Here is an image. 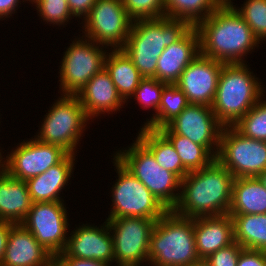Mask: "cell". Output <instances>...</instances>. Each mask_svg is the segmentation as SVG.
<instances>
[{
    "mask_svg": "<svg viewBox=\"0 0 266 266\" xmlns=\"http://www.w3.org/2000/svg\"><path fill=\"white\" fill-rule=\"evenodd\" d=\"M69 153L58 145L35 140L21 143L5 162V172L18 180L40 175L60 163Z\"/></svg>",
    "mask_w": 266,
    "mask_h": 266,
    "instance_id": "obj_14",
    "label": "cell"
},
{
    "mask_svg": "<svg viewBox=\"0 0 266 266\" xmlns=\"http://www.w3.org/2000/svg\"><path fill=\"white\" fill-rule=\"evenodd\" d=\"M133 22L121 49L144 78H156L157 60L163 50L181 39L192 26L184 20L166 16Z\"/></svg>",
    "mask_w": 266,
    "mask_h": 266,
    "instance_id": "obj_3",
    "label": "cell"
},
{
    "mask_svg": "<svg viewBox=\"0 0 266 266\" xmlns=\"http://www.w3.org/2000/svg\"><path fill=\"white\" fill-rule=\"evenodd\" d=\"M130 147L125 152H118L114 159L140 180L168 210H173L180 196V193L176 194L174 191L181 188V179L162 168L138 139Z\"/></svg>",
    "mask_w": 266,
    "mask_h": 266,
    "instance_id": "obj_6",
    "label": "cell"
},
{
    "mask_svg": "<svg viewBox=\"0 0 266 266\" xmlns=\"http://www.w3.org/2000/svg\"><path fill=\"white\" fill-rule=\"evenodd\" d=\"M0 156H1V153H0ZM0 158H1V160H0V163H1V161H2V156H1ZM3 163H4V164H0V166L2 167V169L0 170V175L5 173V161H4ZM1 167H0V168H1Z\"/></svg>",
    "mask_w": 266,
    "mask_h": 266,
    "instance_id": "obj_44",
    "label": "cell"
},
{
    "mask_svg": "<svg viewBox=\"0 0 266 266\" xmlns=\"http://www.w3.org/2000/svg\"><path fill=\"white\" fill-rule=\"evenodd\" d=\"M230 216L237 243L244 249L266 251V213Z\"/></svg>",
    "mask_w": 266,
    "mask_h": 266,
    "instance_id": "obj_28",
    "label": "cell"
},
{
    "mask_svg": "<svg viewBox=\"0 0 266 266\" xmlns=\"http://www.w3.org/2000/svg\"><path fill=\"white\" fill-rule=\"evenodd\" d=\"M174 134L189 138L205 146L210 152L220 148L223 125L217 120L211 106L190 103L178 116L166 125Z\"/></svg>",
    "mask_w": 266,
    "mask_h": 266,
    "instance_id": "obj_15",
    "label": "cell"
},
{
    "mask_svg": "<svg viewBox=\"0 0 266 266\" xmlns=\"http://www.w3.org/2000/svg\"><path fill=\"white\" fill-rule=\"evenodd\" d=\"M23 224L53 256L67 244V214L63 202L32 203Z\"/></svg>",
    "mask_w": 266,
    "mask_h": 266,
    "instance_id": "obj_13",
    "label": "cell"
},
{
    "mask_svg": "<svg viewBox=\"0 0 266 266\" xmlns=\"http://www.w3.org/2000/svg\"><path fill=\"white\" fill-rule=\"evenodd\" d=\"M244 248L236 241L212 253L206 260L212 266H237L240 252Z\"/></svg>",
    "mask_w": 266,
    "mask_h": 266,
    "instance_id": "obj_36",
    "label": "cell"
},
{
    "mask_svg": "<svg viewBox=\"0 0 266 266\" xmlns=\"http://www.w3.org/2000/svg\"><path fill=\"white\" fill-rule=\"evenodd\" d=\"M237 266H266V251L243 249Z\"/></svg>",
    "mask_w": 266,
    "mask_h": 266,
    "instance_id": "obj_37",
    "label": "cell"
},
{
    "mask_svg": "<svg viewBox=\"0 0 266 266\" xmlns=\"http://www.w3.org/2000/svg\"><path fill=\"white\" fill-rule=\"evenodd\" d=\"M19 0H0V18L4 16H8L13 11H15V7L18 5Z\"/></svg>",
    "mask_w": 266,
    "mask_h": 266,
    "instance_id": "obj_41",
    "label": "cell"
},
{
    "mask_svg": "<svg viewBox=\"0 0 266 266\" xmlns=\"http://www.w3.org/2000/svg\"><path fill=\"white\" fill-rule=\"evenodd\" d=\"M113 231L114 260L119 266H139L149 260V243L156 220L144 217L107 219Z\"/></svg>",
    "mask_w": 266,
    "mask_h": 266,
    "instance_id": "obj_10",
    "label": "cell"
},
{
    "mask_svg": "<svg viewBox=\"0 0 266 266\" xmlns=\"http://www.w3.org/2000/svg\"><path fill=\"white\" fill-rule=\"evenodd\" d=\"M109 54L106 55L104 68L109 73L119 95L126 101L128 96H134L136 88L144 77L122 49H115Z\"/></svg>",
    "mask_w": 266,
    "mask_h": 266,
    "instance_id": "obj_25",
    "label": "cell"
},
{
    "mask_svg": "<svg viewBox=\"0 0 266 266\" xmlns=\"http://www.w3.org/2000/svg\"><path fill=\"white\" fill-rule=\"evenodd\" d=\"M137 139L153 154L162 168L173 172L181 180L189 173L173 145L159 130L143 127Z\"/></svg>",
    "mask_w": 266,
    "mask_h": 266,
    "instance_id": "obj_26",
    "label": "cell"
},
{
    "mask_svg": "<svg viewBox=\"0 0 266 266\" xmlns=\"http://www.w3.org/2000/svg\"><path fill=\"white\" fill-rule=\"evenodd\" d=\"M233 127L243 136L266 142V101H258Z\"/></svg>",
    "mask_w": 266,
    "mask_h": 266,
    "instance_id": "obj_31",
    "label": "cell"
},
{
    "mask_svg": "<svg viewBox=\"0 0 266 266\" xmlns=\"http://www.w3.org/2000/svg\"><path fill=\"white\" fill-rule=\"evenodd\" d=\"M50 254L21 223L13 224L0 266H53Z\"/></svg>",
    "mask_w": 266,
    "mask_h": 266,
    "instance_id": "obj_18",
    "label": "cell"
},
{
    "mask_svg": "<svg viewBox=\"0 0 266 266\" xmlns=\"http://www.w3.org/2000/svg\"><path fill=\"white\" fill-rule=\"evenodd\" d=\"M191 266H212L206 259H199L197 262L193 263Z\"/></svg>",
    "mask_w": 266,
    "mask_h": 266,
    "instance_id": "obj_43",
    "label": "cell"
},
{
    "mask_svg": "<svg viewBox=\"0 0 266 266\" xmlns=\"http://www.w3.org/2000/svg\"><path fill=\"white\" fill-rule=\"evenodd\" d=\"M199 259L194 218L182 217L168 210L152 230L149 261L154 266H191Z\"/></svg>",
    "mask_w": 266,
    "mask_h": 266,
    "instance_id": "obj_4",
    "label": "cell"
},
{
    "mask_svg": "<svg viewBox=\"0 0 266 266\" xmlns=\"http://www.w3.org/2000/svg\"><path fill=\"white\" fill-rule=\"evenodd\" d=\"M256 178L266 188V170L258 174Z\"/></svg>",
    "mask_w": 266,
    "mask_h": 266,
    "instance_id": "obj_42",
    "label": "cell"
},
{
    "mask_svg": "<svg viewBox=\"0 0 266 266\" xmlns=\"http://www.w3.org/2000/svg\"><path fill=\"white\" fill-rule=\"evenodd\" d=\"M196 252L200 259L229 246L234 239V224L229 214L194 218Z\"/></svg>",
    "mask_w": 266,
    "mask_h": 266,
    "instance_id": "obj_20",
    "label": "cell"
},
{
    "mask_svg": "<svg viewBox=\"0 0 266 266\" xmlns=\"http://www.w3.org/2000/svg\"><path fill=\"white\" fill-rule=\"evenodd\" d=\"M84 20L88 39L114 49L123 47L133 24L121 0H96Z\"/></svg>",
    "mask_w": 266,
    "mask_h": 266,
    "instance_id": "obj_11",
    "label": "cell"
},
{
    "mask_svg": "<svg viewBox=\"0 0 266 266\" xmlns=\"http://www.w3.org/2000/svg\"><path fill=\"white\" fill-rule=\"evenodd\" d=\"M73 157L74 154H68L60 163L26 181L33 203L62 202L58 195L71 177Z\"/></svg>",
    "mask_w": 266,
    "mask_h": 266,
    "instance_id": "obj_22",
    "label": "cell"
},
{
    "mask_svg": "<svg viewBox=\"0 0 266 266\" xmlns=\"http://www.w3.org/2000/svg\"><path fill=\"white\" fill-rule=\"evenodd\" d=\"M67 3L73 16L80 17L84 14V18H86L91 8L95 5L96 0H67Z\"/></svg>",
    "mask_w": 266,
    "mask_h": 266,
    "instance_id": "obj_39",
    "label": "cell"
},
{
    "mask_svg": "<svg viewBox=\"0 0 266 266\" xmlns=\"http://www.w3.org/2000/svg\"><path fill=\"white\" fill-rule=\"evenodd\" d=\"M235 10L251 28L258 41L266 38V0H248L242 9Z\"/></svg>",
    "mask_w": 266,
    "mask_h": 266,
    "instance_id": "obj_32",
    "label": "cell"
},
{
    "mask_svg": "<svg viewBox=\"0 0 266 266\" xmlns=\"http://www.w3.org/2000/svg\"><path fill=\"white\" fill-rule=\"evenodd\" d=\"M234 179L217 159L200 170L189 172L181 180L183 188L172 211L188 218L228 214Z\"/></svg>",
    "mask_w": 266,
    "mask_h": 266,
    "instance_id": "obj_2",
    "label": "cell"
},
{
    "mask_svg": "<svg viewBox=\"0 0 266 266\" xmlns=\"http://www.w3.org/2000/svg\"><path fill=\"white\" fill-rule=\"evenodd\" d=\"M167 83L157 80L156 78H143L135 90V98L139 104L144 107H154L158 112L161 103V94ZM143 103V104H142Z\"/></svg>",
    "mask_w": 266,
    "mask_h": 266,
    "instance_id": "obj_34",
    "label": "cell"
},
{
    "mask_svg": "<svg viewBox=\"0 0 266 266\" xmlns=\"http://www.w3.org/2000/svg\"><path fill=\"white\" fill-rule=\"evenodd\" d=\"M199 55V35L192 27L181 39L163 50L157 60L156 79L175 84L185 68Z\"/></svg>",
    "mask_w": 266,
    "mask_h": 266,
    "instance_id": "obj_19",
    "label": "cell"
},
{
    "mask_svg": "<svg viewBox=\"0 0 266 266\" xmlns=\"http://www.w3.org/2000/svg\"><path fill=\"white\" fill-rule=\"evenodd\" d=\"M235 8L231 0L223 2L195 26L201 55L224 64L243 63L242 56L259 44Z\"/></svg>",
    "mask_w": 266,
    "mask_h": 266,
    "instance_id": "obj_1",
    "label": "cell"
},
{
    "mask_svg": "<svg viewBox=\"0 0 266 266\" xmlns=\"http://www.w3.org/2000/svg\"><path fill=\"white\" fill-rule=\"evenodd\" d=\"M223 64L200 54L185 68L175 85L189 103L212 106Z\"/></svg>",
    "mask_w": 266,
    "mask_h": 266,
    "instance_id": "obj_16",
    "label": "cell"
},
{
    "mask_svg": "<svg viewBox=\"0 0 266 266\" xmlns=\"http://www.w3.org/2000/svg\"><path fill=\"white\" fill-rule=\"evenodd\" d=\"M115 165L119 177L112 190L114 203L107 219L144 217L157 221L161 218L168 209L116 159Z\"/></svg>",
    "mask_w": 266,
    "mask_h": 266,
    "instance_id": "obj_9",
    "label": "cell"
},
{
    "mask_svg": "<svg viewBox=\"0 0 266 266\" xmlns=\"http://www.w3.org/2000/svg\"><path fill=\"white\" fill-rule=\"evenodd\" d=\"M94 43L91 39L74 41L65 52L59 80L65 95H77L104 68L106 52Z\"/></svg>",
    "mask_w": 266,
    "mask_h": 266,
    "instance_id": "obj_12",
    "label": "cell"
},
{
    "mask_svg": "<svg viewBox=\"0 0 266 266\" xmlns=\"http://www.w3.org/2000/svg\"><path fill=\"white\" fill-rule=\"evenodd\" d=\"M129 17L135 20L165 16L164 0H121Z\"/></svg>",
    "mask_w": 266,
    "mask_h": 266,
    "instance_id": "obj_33",
    "label": "cell"
},
{
    "mask_svg": "<svg viewBox=\"0 0 266 266\" xmlns=\"http://www.w3.org/2000/svg\"><path fill=\"white\" fill-rule=\"evenodd\" d=\"M190 103L184 92L175 84H167L161 94L158 113L144 127L159 130L178 116Z\"/></svg>",
    "mask_w": 266,
    "mask_h": 266,
    "instance_id": "obj_30",
    "label": "cell"
},
{
    "mask_svg": "<svg viewBox=\"0 0 266 266\" xmlns=\"http://www.w3.org/2000/svg\"><path fill=\"white\" fill-rule=\"evenodd\" d=\"M36 7L39 9L43 20L54 24H63L68 22L70 16H73L68 7L67 0H35Z\"/></svg>",
    "mask_w": 266,
    "mask_h": 266,
    "instance_id": "obj_35",
    "label": "cell"
},
{
    "mask_svg": "<svg viewBox=\"0 0 266 266\" xmlns=\"http://www.w3.org/2000/svg\"><path fill=\"white\" fill-rule=\"evenodd\" d=\"M266 213V188L256 177L235 178L229 215Z\"/></svg>",
    "mask_w": 266,
    "mask_h": 266,
    "instance_id": "obj_24",
    "label": "cell"
},
{
    "mask_svg": "<svg viewBox=\"0 0 266 266\" xmlns=\"http://www.w3.org/2000/svg\"><path fill=\"white\" fill-rule=\"evenodd\" d=\"M159 131L170 141L178 153L183 167L188 171H197L210 165L217 157V151L211 152L202 145L192 142L189 138L174 134L167 126Z\"/></svg>",
    "mask_w": 266,
    "mask_h": 266,
    "instance_id": "obj_27",
    "label": "cell"
},
{
    "mask_svg": "<svg viewBox=\"0 0 266 266\" xmlns=\"http://www.w3.org/2000/svg\"><path fill=\"white\" fill-rule=\"evenodd\" d=\"M76 96L89 118L116 111L125 102L105 68L96 73Z\"/></svg>",
    "mask_w": 266,
    "mask_h": 266,
    "instance_id": "obj_21",
    "label": "cell"
},
{
    "mask_svg": "<svg viewBox=\"0 0 266 266\" xmlns=\"http://www.w3.org/2000/svg\"><path fill=\"white\" fill-rule=\"evenodd\" d=\"M244 63L223 64L212 104L217 120L235 125L259 100L263 89Z\"/></svg>",
    "mask_w": 266,
    "mask_h": 266,
    "instance_id": "obj_5",
    "label": "cell"
},
{
    "mask_svg": "<svg viewBox=\"0 0 266 266\" xmlns=\"http://www.w3.org/2000/svg\"><path fill=\"white\" fill-rule=\"evenodd\" d=\"M14 223L0 220V264L3 260L10 229Z\"/></svg>",
    "mask_w": 266,
    "mask_h": 266,
    "instance_id": "obj_40",
    "label": "cell"
},
{
    "mask_svg": "<svg viewBox=\"0 0 266 266\" xmlns=\"http://www.w3.org/2000/svg\"><path fill=\"white\" fill-rule=\"evenodd\" d=\"M107 262L74 257H54L53 266H109Z\"/></svg>",
    "mask_w": 266,
    "mask_h": 266,
    "instance_id": "obj_38",
    "label": "cell"
},
{
    "mask_svg": "<svg viewBox=\"0 0 266 266\" xmlns=\"http://www.w3.org/2000/svg\"><path fill=\"white\" fill-rule=\"evenodd\" d=\"M222 3L221 0H164L165 16L184 20L195 27L210 16Z\"/></svg>",
    "mask_w": 266,
    "mask_h": 266,
    "instance_id": "obj_29",
    "label": "cell"
},
{
    "mask_svg": "<svg viewBox=\"0 0 266 266\" xmlns=\"http://www.w3.org/2000/svg\"><path fill=\"white\" fill-rule=\"evenodd\" d=\"M105 223L102 229L97 226H80L67 239L64 251L54 257H74L110 264L114 260V245L107 221Z\"/></svg>",
    "mask_w": 266,
    "mask_h": 266,
    "instance_id": "obj_17",
    "label": "cell"
},
{
    "mask_svg": "<svg viewBox=\"0 0 266 266\" xmlns=\"http://www.w3.org/2000/svg\"><path fill=\"white\" fill-rule=\"evenodd\" d=\"M26 181L0 175V220L22 223L32 206Z\"/></svg>",
    "mask_w": 266,
    "mask_h": 266,
    "instance_id": "obj_23",
    "label": "cell"
},
{
    "mask_svg": "<svg viewBox=\"0 0 266 266\" xmlns=\"http://www.w3.org/2000/svg\"><path fill=\"white\" fill-rule=\"evenodd\" d=\"M216 159L235 177H256L266 170V142L223 127Z\"/></svg>",
    "mask_w": 266,
    "mask_h": 266,
    "instance_id": "obj_8",
    "label": "cell"
},
{
    "mask_svg": "<svg viewBox=\"0 0 266 266\" xmlns=\"http://www.w3.org/2000/svg\"><path fill=\"white\" fill-rule=\"evenodd\" d=\"M59 99L48 111L36 139L58 145L69 154H74L84 124L89 117L76 95H64Z\"/></svg>",
    "mask_w": 266,
    "mask_h": 266,
    "instance_id": "obj_7",
    "label": "cell"
}]
</instances>
